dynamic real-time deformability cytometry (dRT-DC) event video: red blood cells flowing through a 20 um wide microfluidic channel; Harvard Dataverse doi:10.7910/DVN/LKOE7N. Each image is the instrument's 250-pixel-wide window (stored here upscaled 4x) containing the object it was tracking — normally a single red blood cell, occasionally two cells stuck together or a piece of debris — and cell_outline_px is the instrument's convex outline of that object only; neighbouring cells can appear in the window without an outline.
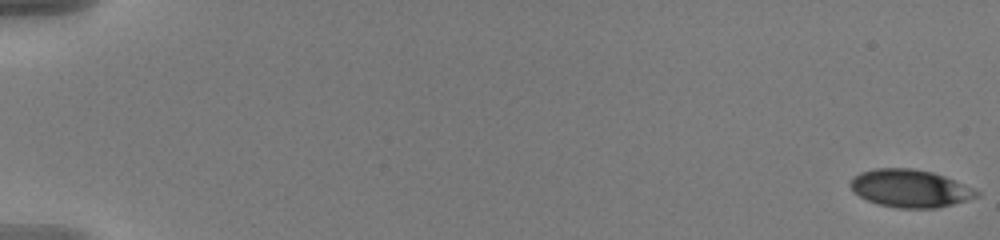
{"species": "human", "species_latin": "Homo sapiens", "temperature_condition": "warm", "stored_images_in_passage": 57, "camera_frame_rate_fps": 3000, "um_per_image_px": 0.085, "donor": {"sex": "male"}, "frame": {"image": 1, "passage_image": 1, "time_ms": 0.0, "image_size_px": [1000, 240], "cell_outline_px": [[980, 196], [952, 204], [936, 208], [896, 208], [880, 204], [868, 200], [860, 196], [848, 184], [852, 176], [860, 172], [876, 168], [912, 168], [932, 172], [944, 176], [972, 188], [980, 192]], "centroid_in_image_um": [77.33, 16.0], "position_along_channel_um": 7.7, "area_um2": 27.57}}
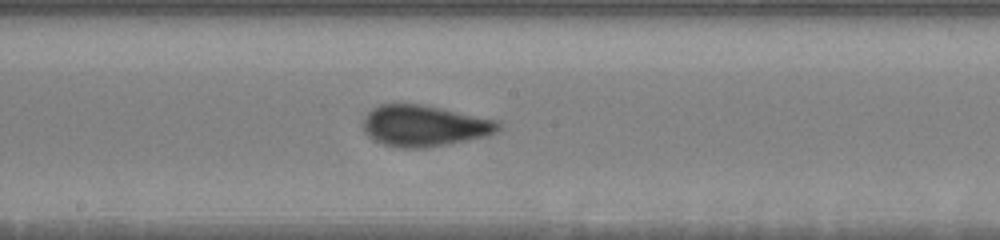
{"frame": {"image": 2, "passage_image": 33, "time_ms": 10.667, "image_size_px": [1000, 240], "cell_outline_px": [[500, 128], [496, 132], [484, 136], [444, 144], [416, 148], [400, 148], [384, 144], [368, 136], [364, 132], [364, 116], [372, 108], [380, 104], [424, 104], [500, 120]], "centroid_in_image_um": [36.06, 10.66], "position_along_channel_um": 212.1, "area_um2": 32.25}}
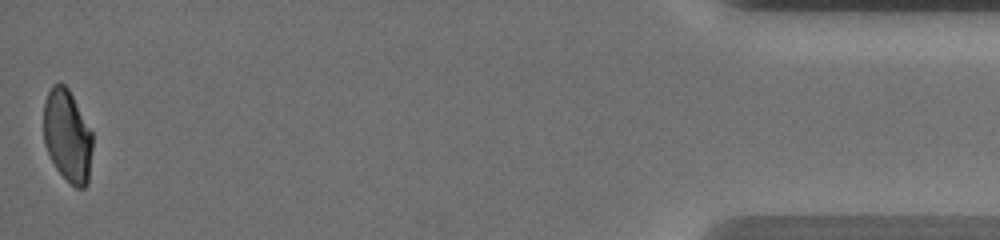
{"frame": {"image": 3, "passage_image": 57, "time_ms": 18.667, "image_size_px": [1000, 240], "cell_outline_px": [[92, 148], [88, 184], [84, 188], [76, 188], [56, 168], [44, 144], [44, 100], [52, 84], [64, 84], [68, 88], [92, 132]], "centroid_in_image_um": [5.73, 11.55], "position_along_channel_um": 429.5, "area_um2": 26.13}, "authors_computed_cell_mechanics": {"area_um2": 30.2872, "velocity_mm_per_s": 3.6685, "shape_relaxation_time_tau1_ms": 6.7487, "shape_relaxation_time_tau2_ms": null, "deformation_change_tau1": 0.18, "deformation_change_tau2": null}}